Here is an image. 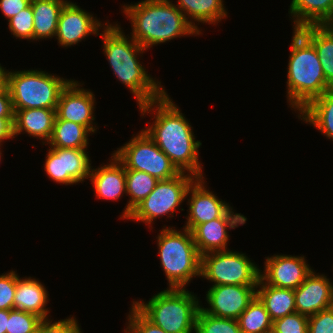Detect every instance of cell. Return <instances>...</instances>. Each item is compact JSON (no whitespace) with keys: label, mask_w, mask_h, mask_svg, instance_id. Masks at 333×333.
Wrapping results in <instances>:
<instances>
[{"label":"cell","mask_w":333,"mask_h":333,"mask_svg":"<svg viewBox=\"0 0 333 333\" xmlns=\"http://www.w3.org/2000/svg\"><path fill=\"white\" fill-rule=\"evenodd\" d=\"M138 108L142 118L151 114L153 122H147L149 125L143 130L177 169L197 178L206 177L203 164L199 160L202 142L196 140L190 121L169 94L166 92L161 98L144 103Z\"/></svg>","instance_id":"1"},{"label":"cell","mask_w":333,"mask_h":333,"mask_svg":"<svg viewBox=\"0 0 333 333\" xmlns=\"http://www.w3.org/2000/svg\"><path fill=\"white\" fill-rule=\"evenodd\" d=\"M100 32L102 51L113 75L134 95L137 106L157 100L167 92L161 81L153 78L140 62L147 50L129 34L126 35L118 23L108 21Z\"/></svg>","instance_id":"2"},{"label":"cell","mask_w":333,"mask_h":333,"mask_svg":"<svg viewBox=\"0 0 333 333\" xmlns=\"http://www.w3.org/2000/svg\"><path fill=\"white\" fill-rule=\"evenodd\" d=\"M172 0H142L124 4L123 15L131 23L130 36L145 50L176 38L202 35Z\"/></svg>","instance_id":"3"},{"label":"cell","mask_w":333,"mask_h":333,"mask_svg":"<svg viewBox=\"0 0 333 333\" xmlns=\"http://www.w3.org/2000/svg\"><path fill=\"white\" fill-rule=\"evenodd\" d=\"M288 59L287 105L296 114L311 100L332 89L326 82L322 65L313 44L298 30L292 29ZM297 111V112H296Z\"/></svg>","instance_id":"4"},{"label":"cell","mask_w":333,"mask_h":333,"mask_svg":"<svg viewBox=\"0 0 333 333\" xmlns=\"http://www.w3.org/2000/svg\"><path fill=\"white\" fill-rule=\"evenodd\" d=\"M156 239L167 288L186 289L192 279L201 277V255L191 231L164 225Z\"/></svg>","instance_id":"5"},{"label":"cell","mask_w":333,"mask_h":333,"mask_svg":"<svg viewBox=\"0 0 333 333\" xmlns=\"http://www.w3.org/2000/svg\"><path fill=\"white\" fill-rule=\"evenodd\" d=\"M131 303L166 333H195L201 301L187 288H166L147 302L133 299Z\"/></svg>","instance_id":"6"},{"label":"cell","mask_w":333,"mask_h":333,"mask_svg":"<svg viewBox=\"0 0 333 333\" xmlns=\"http://www.w3.org/2000/svg\"><path fill=\"white\" fill-rule=\"evenodd\" d=\"M71 80L41 69H8L7 87L11 94L13 110L56 109L61 91Z\"/></svg>","instance_id":"7"},{"label":"cell","mask_w":333,"mask_h":333,"mask_svg":"<svg viewBox=\"0 0 333 333\" xmlns=\"http://www.w3.org/2000/svg\"><path fill=\"white\" fill-rule=\"evenodd\" d=\"M196 179L197 177L190 173L180 172L173 178L159 180L155 189L132 210L126 220L143 222L151 230L154 229L155 219L175 217V210L182 207L187 191Z\"/></svg>","instance_id":"8"},{"label":"cell","mask_w":333,"mask_h":333,"mask_svg":"<svg viewBox=\"0 0 333 333\" xmlns=\"http://www.w3.org/2000/svg\"><path fill=\"white\" fill-rule=\"evenodd\" d=\"M259 267L246 253L226 250L201 256V278L218 285H257Z\"/></svg>","instance_id":"9"},{"label":"cell","mask_w":333,"mask_h":333,"mask_svg":"<svg viewBox=\"0 0 333 333\" xmlns=\"http://www.w3.org/2000/svg\"><path fill=\"white\" fill-rule=\"evenodd\" d=\"M125 169L143 171L158 180L177 176L180 171L159 149L143 128L117 150L112 152Z\"/></svg>","instance_id":"10"},{"label":"cell","mask_w":333,"mask_h":333,"mask_svg":"<svg viewBox=\"0 0 333 333\" xmlns=\"http://www.w3.org/2000/svg\"><path fill=\"white\" fill-rule=\"evenodd\" d=\"M44 171L49 179L60 185H77L89 180L92 168L87 149L49 147Z\"/></svg>","instance_id":"11"},{"label":"cell","mask_w":333,"mask_h":333,"mask_svg":"<svg viewBox=\"0 0 333 333\" xmlns=\"http://www.w3.org/2000/svg\"><path fill=\"white\" fill-rule=\"evenodd\" d=\"M83 84L84 82L80 83V81L72 79L61 91L55 120L78 123L85 126L93 135L99 130L94 122L97 102L92 90L83 88Z\"/></svg>","instance_id":"12"},{"label":"cell","mask_w":333,"mask_h":333,"mask_svg":"<svg viewBox=\"0 0 333 333\" xmlns=\"http://www.w3.org/2000/svg\"><path fill=\"white\" fill-rule=\"evenodd\" d=\"M78 3L68 1L59 16L55 39L61 47H71L90 35L98 36L99 31L107 24L93 16L92 13L82 9Z\"/></svg>","instance_id":"13"},{"label":"cell","mask_w":333,"mask_h":333,"mask_svg":"<svg viewBox=\"0 0 333 333\" xmlns=\"http://www.w3.org/2000/svg\"><path fill=\"white\" fill-rule=\"evenodd\" d=\"M257 296V285H218L206 291L207 307L201 309L214 317L238 319Z\"/></svg>","instance_id":"14"},{"label":"cell","mask_w":333,"mask_h":333,"mask_svg":"<svg viewBox=\"0 0 333 333\" xmlns=\"http://www.w3.org/2000/svg\"><path fill=\"white\" fill-rule=\"evenodd\" d=\"M306 256L273 254L265 257L260 278L268 285L279 288L297 289L312 272Z\"/></svg>","instance_id":"15"},{"label":"cell","mask_w":333,"mask_h":333,"mask_svg":"<svg viewBox=\"0 0 333 333\" xmlns=\"http://www.w3.org/2000/svg\"><path fill=\"white\" fill-rule=\"evenodd\" d=\"M205 179L207 178H197L187 191L188 214L185 216L187 221L183 227L189 231L197 225L221 218L232 207L208 189Z\"/></svg>","instance_id":"16"},{"label":"cell","mask_w":333,"mask_h":333,"mask_svg":"<svg viewBox=\"0 0 333 333\" xmlns=\"http://www.w3.org/2000/svg\"><path fill=\"white\" fill-rule=\"evenodd\" d=\"M247 221L241 213H235L231 207L221 218L197 225L192 231L194 243L199 254L230 250L228 229H236Z\"/></svg>","instance_id":"17"},{"label":"cell","mask_w":333,"mask_h":333,"mask_svg":"<svg viewBox=\"0 0 333 333\" xmlns=\"http://www.w3.org/2000/svg\"><path fill=\"white\" fill-rule=\"evenodd\" d=\"M326 276L312 272L304 282L294 289L296 312L312 316L321 310L333 306V282Z\"/></svg>","instance_id":"18"},{"label":"cell","mask_w":333,"mask_h":333,"mask_svg":"<svg viewBox=\"0 0 333 333\" xmlns=\"http://www.w3.org/2000/svg\"><path fill=\"white\" fill-rule=\"evenodd\" d=\"M108 160L109 163H103L97 168L92 166L89 181L97 199L118 201L127 194L125 166L113 153Z\"/></svg>","instance_id":"19"},{"label":"cell","mask_w":333,"mask_h":333,"mask_svg":"<svg viewBox=\"0 0 333 333\" xmlns=\"http://www.w3.org/2000/svg\"><path fill=\"white\" fill-rule=\"evenodd\" d=\"M56 118V109L32 108L14 110L13 133L14 138L20 134L42 140L46 145L51 139Z\"/></svg>","instance_id":"20"},{"label":"cell","mask_w":333,"mask_h":333,"mask_svg":"<svg viewBox=\"0 0 333 333\" xmlns=\"http://www.w3.org/2000/svg\"><path fill=\"white\" fill-rule=\"evenodd\" d=\"M46 286L35 277H20L17 273V287L14 294V309L32 313L42 320L49 319V294ZM49 317V318H48Z\"/></svg>","instance_id":"21"},{"label":"cell","mask_w":333,"mask_h":333,"mask_svg":"<svg viewBox=\"0 0 333 333\" xmlns=\"http://www.w3.org/2000/svg\"><path fill=\"white\" fill-rule=\"evenodd\" d=\"M288 10L293 29L333 25V0H292Z\"/></svg>","instance_id":"22"},{"label":"cell","mask_w":333,"mask_h":333,"mask_svg":"<svg viewBox=\"0 0 333 333\" xmlns=\"http://www.w3.org/2000/svg\"><path fill=\"white\" fill-rule=\"evenodd\" d=\"M175 2L186 19L201 34L203 31L200 29L202 27L198 26L200 23L216 26L223 19L228 18V10L224 6V0H177Z\"/></svg>","instance_id":"23"},{"label":"cell","mask_w":333,"mask_h":333,"mask_svg":"<svg viewBox=\"0 0 333 333\" xmlns=\"http://www.w3.org/2000/svg\"><path fill=\"white\" fill-rule=\"evenodd\" d=\"M297 117L333 141V89L311 100Z\"/></svg>","instance_id":"24"},{"label":"cell","mask_w":333,"mask_h":333,"mask_svg":"<svg viewBox=\"0 0 333 333\" xmlns=\"http://www.w3.org/2000/svg\"><path fill=\"white\" fill-rule=\"evenodd\" d=\"M68 0H31L33 42L55 38L60 13Z\"/></svg>","instance_id":"25"},{"label":"cell","mask_w":333,"mask_h":333,"mask_svg":"<svg viewBox=\"0 0 333 333\" xmlns=\"http://www.w3.org/2000/svg\"><path fill=\"white\" fill-rule=\"evenodd\" d=\"M298 30L316 49L326 82L333 89V25H309Z\"/></svg>","instance_id":"26"},{"label":"cell","mask_w":333,"mask_h":333,"mask_svg":"<svg viewBox=\"0 0 333 333\" xmlns=\"http://www.w3.org/2000/svg\"><path fill=\"white\" fill-rule=\"evenodd\" d=\"M257 297L265 305L272 321L296 312L294 289L268 285L259 278Z\"/></svg>","instance_id":"27"},{"label":"cell","mask_w":333,"mask_h":333,"mask_svg":"<svg viewBox=\"0 0 333 333\" xmlns=\"http://www.w3.org/2000/svg\"><path fill=\"white\" fill-rule=\"evenodd\" d=\"M92 133L83 125L72 121L55 120L49 147L88 149Z\"/></svg>","instance_id":"28"},{"label":"cell","mask_w":333,"mask_h":333,"mask_svg":"<svg viewBox=\"0 0 333 333\" xmlns=\"http://www.w3.org/2000/svg\"><path fill=\"white\" fill-rule=\"evenodd\" d=\"M126 172V195L129 197L127 204L122 210L120 219H127L132 210L138 206L154 189L158 183V179L150 174L125 169Z\"/></svg>","instance_id":"29"},{"label":"cell","mask_w":333,"mask_h":333,"mask_svg":"<svg viewBox=\"0 0 333 333\" xmlns=\"http://www.w3.org/2000/svg\"><path fill=\"white\" fill-rule=\"evenodd\" d=\"M242 333H271L273 321L256 296L237 319Z\"/></svg>","instance_id":"30"},{"label":"cell","mask_w":333,"mask_h":333,"mask_svg":"<svg viewBox=\"0 0 333 333\" xmlns=\"http://www.w3.org/2000/svg\"><path fill=\"white\" fill-rule=\"evenodd\" d=\"M195 333H242V331L237 319L214 317L200 308L196 318Z\"/></svg>","instance_id":"31"},{"label":"cell","mask_w":333,"mask_h":333,"mask_svg":"<svg viewBox=\"0 0 333 333\" xmlns=\"http://www.w3.org/2000/svg\"><path fill=\"white\" fill-rule=\"evenodd\" d=\"M41 321L42 319L35 314L11 309L6 333H36Z\"/></svg>","instance_id":"32"},{"label":"cell","mask_w":333,"mask_h":333,"mask_svg":"<svg viewBox=\"0 0 333 333\" xmlns=\"http://www.w3.org/2000/svg\"><path fill=\"white\" fill-rule=\"evenodd\" d=\"M8 29L16 39L33 41V11L30 4L8 20Z\"/></svg>","instance_id":"33"},{"label":"cell","mask_w":333,"mask_h":333,"mask_svg":"<svg viewBox=\"0 0 333 333\" xmlns=\"http://www.w3.org/2000/svg\"><path fill=\"white\" fill-rule=\"evenodd\" d=\"M127 325L124 333H166L151 322L133 303L127 313Z\"/></svg>","instance_id":"34"},{"label":"cell","mask_w":333,"mask_h":333,"mask_svg":"<svg viewBox=\"0 0 333 333\" xmlns=\"http://www.w3.org/2000/svg\"><path fill=\"white\" fill-rule=\"evenodd\" d=\"M308 316L294 312L276 319L271 333H308Z\"/></svg>","instance_id":"35"},{"label":"cell","mask_w":333,"mask_h":333,"mask_svg":"<svg viewBox=\"0 0 333 333\" xmlns=\"http://www.w3.org/2000/svg\"><path fill=\"white\" fill-rule=\"evenodd\" d=\"M80 323L76 316L71 315L66 319L53 321L50 319L42 320L36 330V333H83Z\"/></svg>","instance_id":"36"},{"label":"cell","mask_w":333,"mask_h":333,"mask_svg":"<svg viewBox=\"0 0 333 333\" xmlns=\"http://www.w3.org/2000/svg\"><path fill=\"white\" fill-rule=\"evenodd\" d=\"M17 271L0 274V309H14V294L17 287Z\"/></svg>","instance_id":"37"},{"label":"cell","mask_w":333,"mask_h":333,"mask_svg":"<svg viewBox=\"0 0 333 333\" xmlns=\"http://www.w3.org/2000/svg\"><path fill=\"white\" fill-rule=\"evenodd\" d=\"M308 333H333V306L309 316Z\"/></svg>","instance_id":"38"},{"label":"cell","mask_w":333,"mask_h":333,"mask_svg":"<svg viewBox=\"0 0 333 333\" xmlns=\"http://www.w3.org/2000/svg\"><path fill=\"white\" fill-rule=\"evenodd\" d=\"M30 3L31 0H0V10L4 14V18L8 21L21 10L28 7Z\"/></svg>","instance_id":"39"},{"label":"cell","mask_w":333,"mask_h":333,"mask_svg":"<svg viewBox=\"0 0 333 333\" xmlns=\"http://www.w3.org/2000/svg\"><path fill=\"white\" fill-rule=\"evenodd\" d=\"M0 118H14L11 94L8 87L0 90Z\"/></svg>","instance_id":"40"},{"label":"cell","mask_w":333,"mask_h":333,"mask_svg":"<svg viewBox=\"0 0 333 333\" xmlns=\"http://www.w3.org/2000/svg\"><path fill=\"white\" fill-rule=\"evenodd\" d=\"M13 122L14 118H0V144H4L5 140H13Z\"/></svg>","instance_id":"41"},{"label":"cell","mask_w":333,"mask_h":333,"mask_svg":"<svg viewBox=\"0 0 333 333\" xmlns=\"http://www.w3.org/2000/svg\"><path fill=\"white\" fill-rule=\"evenodd\" d=\"M8 319H9V310L0 309V333H6Z\"/></svg>","instance_id":"42"},{"label":"cell","mask_w":333,"mask_h":333,"mask_svg":"<svg viewBox=\"0 0 333 333\" xmlns=\"http://www.w3.org/2000/svg\"><path fill=\"white\" fill-rule=\"evenodd\" d=\"M7 72H8V70L6 69V67L4 68L0 64V90L7 87Z\"/></svg>","instance_id":"43"},{"label":"cell","mask_w":333,"mask_h":333,"mask_svg":"<svg viewBox=\"0 0 333 333\" xmlns=\"http://www.w3.org/2000/svg\"><path fill=\"white\" fill-rule=\"evenodd\" d=\"M2 146H3V144H0V164H1V161H2V150H1V148H2Z\"/></svg>","instance_id":"44"}]
</instances>
